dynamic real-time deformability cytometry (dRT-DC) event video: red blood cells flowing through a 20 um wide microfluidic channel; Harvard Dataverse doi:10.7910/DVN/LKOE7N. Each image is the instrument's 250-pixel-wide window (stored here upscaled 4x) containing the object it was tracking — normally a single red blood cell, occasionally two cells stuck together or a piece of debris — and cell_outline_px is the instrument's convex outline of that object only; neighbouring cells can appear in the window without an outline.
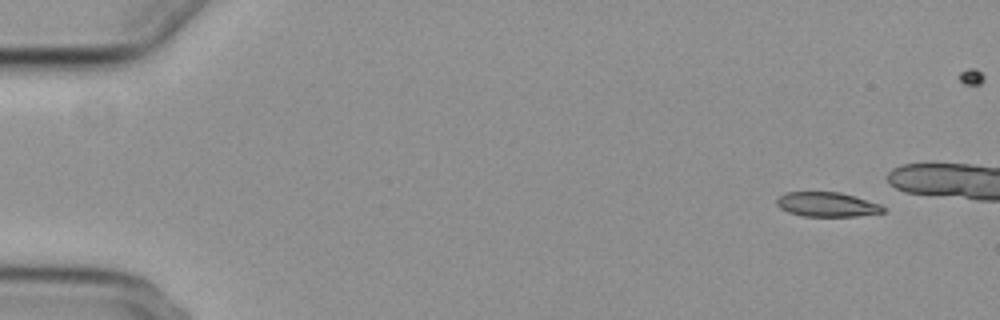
{"species": "common noctule bat (a hibernating species)", "species_latin": "Nyctalus noctula", "temperature_condition": "cold", "stored_images_in_passage": 21, "camera_frame_rate_fps": 3000, "um_per_image_px": 0.085, "animal": {"sex": "female", "body_mass_g": 29.2, "forearm_length_mm": 56.3}, "frame": {"image": 1, "passage_image": 4, "time_ms": 1.0, "image_size_px": [1000, 320], "cell_outline_px": [[884, 212], [856, 216], [804, 216], [788, 212], [780, 208], [776, 204], [776, 200], [784, 192], [840, 192], [880, 204], [884, 208]], "centroid_in_image_um": [70.26, 17.37], "position_along_channel_um": 14.7, "area_um2": 15.09}}